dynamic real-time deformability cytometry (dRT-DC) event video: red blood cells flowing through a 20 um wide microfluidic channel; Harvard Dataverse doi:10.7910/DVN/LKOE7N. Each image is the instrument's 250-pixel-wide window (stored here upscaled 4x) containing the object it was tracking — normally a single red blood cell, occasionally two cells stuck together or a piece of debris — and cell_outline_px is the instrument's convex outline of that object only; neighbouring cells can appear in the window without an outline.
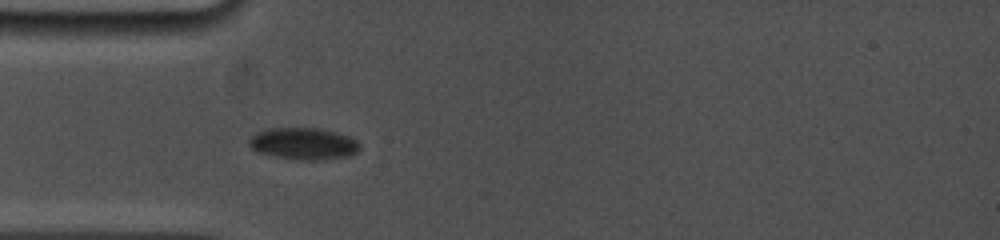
{"species": "common noctule bat (a hibernating species)", "species_latin": "Nyctalus noctula", "temperature_condition": "cold", "stored_images_in_passage": 11, "camera_frame_rate_fps": 5000, "um_per_image_px": 0.085, "animal": {"sex": "female", "body_mass_g": 19.0, "forearm_length_mm": 53.3}, "frame": {"image": 1, "passage_image": 7, "time_ms": 2.4, "image_size_px": [1000, 240], "cell_outline_px": [[360, 148], [356, 152], [348, 156], [324, 160], [300, 160], [276, 156], [256, 152], [248, 144], [248, 140], [256, 132], [268, 128], [316, 128], [336, 132], [348, 136], [356, 140], [360, 144]], "centroid_in_image_um": [25.79, 12.21], "position_along_channel_um": 59.2, "area_um2": 20.58}}
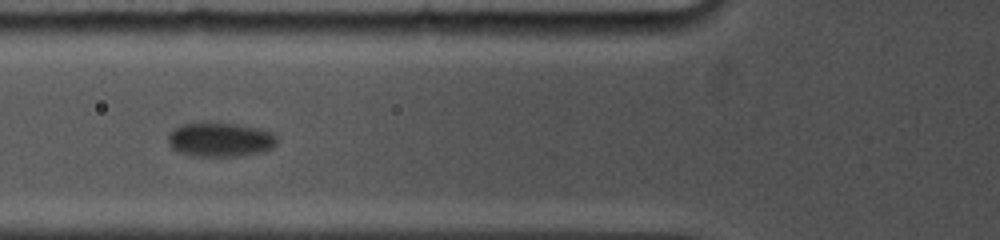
{"frame": {"image": 2, "passage_image": 10, "time_ms": 3.8, "image_size_px": [1000, 240], "cell_outline_px": [[276, 144], [272, 148], [264, 152], [236, 156], [192, 156], [180, 152], [172, 148], [168, 144], [168, 132], [180, 124], [208, 120], [236, 124], [260, 128], [272, 132], [276, 136]], "centroid_in_image_um": [18.68, 11.83], "position_along_channel_um": 107.1, "area_um2": 22.43}}